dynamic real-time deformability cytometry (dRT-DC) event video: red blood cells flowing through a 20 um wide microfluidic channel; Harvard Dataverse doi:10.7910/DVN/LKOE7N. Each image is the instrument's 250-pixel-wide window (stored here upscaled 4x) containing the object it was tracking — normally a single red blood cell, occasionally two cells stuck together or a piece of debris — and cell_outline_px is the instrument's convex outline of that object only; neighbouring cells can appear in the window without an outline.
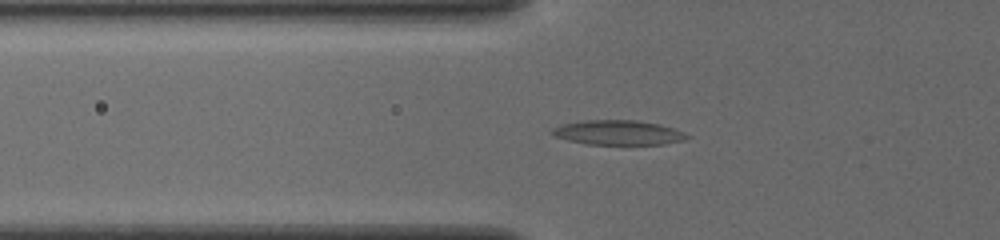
{"species": "common noctule bat (a hibernating species)", "species_latin": "Nyctalus noctula", "temperature_condition": "cold", "stored_images_in_passage": 54, "camera_frame_rate_fps": 3000, "um_per_image_px": 0.085, "animal": {"sex": "female", "body_mass_g": 19.5, "forearm_length_mm": 54.1}, "frame": {"image": 1, "passage_image": 21, "time_ms": 6.667, "image_size_px": [1000, 240], "cell_outline_px": [[692, 136], [684, 140], [664, 144], [588, 144], [568, 140], [556, 136], [548, 132], [552, 128], [560, 124], [584, 120], [636, 120], [660, 124], [684, 132]], "centroid_in_image_um": [52.53, 11.26], "position_along_channel_um": 73.3, "area_um2": 19.42}}
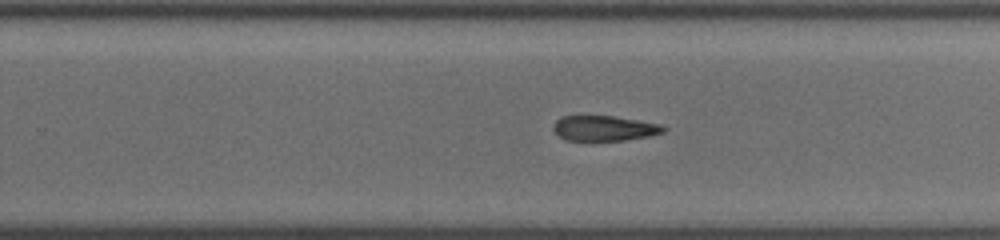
{"frame": {"image": 2, "passage_image": 37, "time_ms": 12.0, "image_size_px": [1000, 240], "cell_outline_px": [[668, 128], [664, 132], [648, 136], [624, 140], [564, 140], [552, 128], [552, 124], [560, 116], [612, 116], [660, 124]], "centroid_in_image_um": [51.34, 10.9], "position_along_channel_um": 278.5, "area_um2": 16.07}}
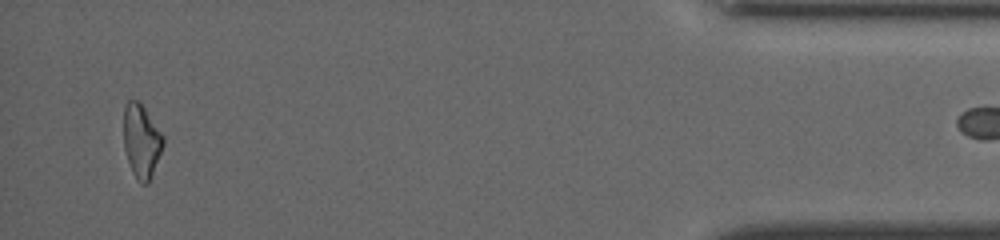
{"frame": {"image": 3, "passage_image": 53, "time_ms": 17.333, "image_size_px": [1000, 240], "cell_outline_px": [[164, 144], [152, 176], [148, 184], [140, 184], [136, 180], [132, 172], [124, 148], [124, 104], [128, 100], [136, 100], [144, 108], [164, 136]], "centroid_in_image_um": [12.02, 12.02], "position_along_channel_um": 423.2, "area_um2": 16.94}}